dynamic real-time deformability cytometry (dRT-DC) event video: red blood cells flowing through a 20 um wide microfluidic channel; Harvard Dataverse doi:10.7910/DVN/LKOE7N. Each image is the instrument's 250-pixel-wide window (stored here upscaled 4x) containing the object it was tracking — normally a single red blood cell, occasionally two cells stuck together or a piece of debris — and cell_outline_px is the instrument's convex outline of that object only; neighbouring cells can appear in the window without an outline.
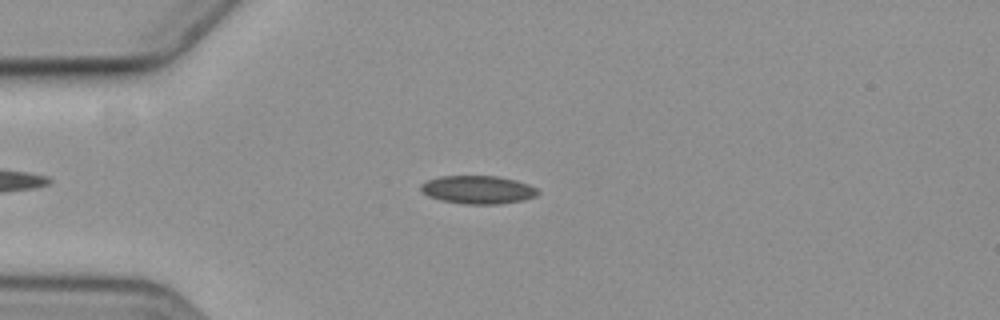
{"species": "common noctule bat (a hibernating species)", "species_latin": "Nyctalus noctula", "temperature_condition": "cold", "stored_images_in_passage": 7, "camera_frame_rate_fps": 3000, "um_per_image_px": 0.085, "animal": {"sex": "female", "body_mass_g": 19.3, "forearm_length_mm": 54.1}, "frame": {"image": 1, "passage_image": 4, "time_ms": 3.333, "image_size_px": [1000, 320], "cell_outline_px": [[540, 192], [536, 196], [524, 200], [500, 204], [464, 204], [440, 200], [428, 196], [420, 188], [420, 184], [428, 180], [440, 176], [500, 176], [516, 180], [528, 184], [536, 188]], "centroid_in_image_um": [40.64, 16.13], "position_along_channel_um": 44.4, "area_um2": 19.31}}
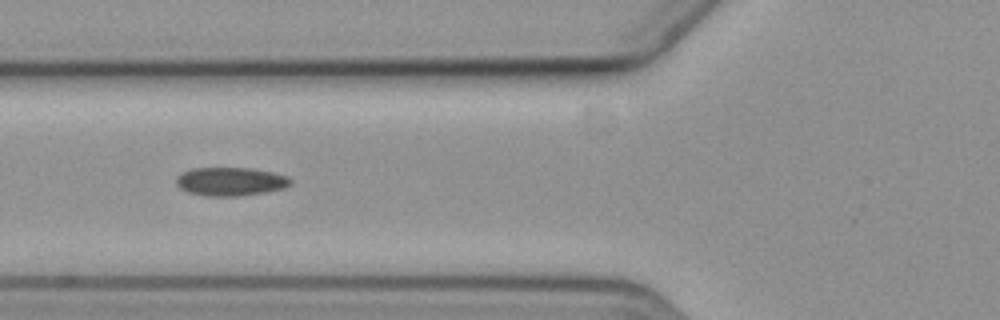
{"frame": {"image": 2, "passage_image": 6, "time_ms": 5.667, "image_size_px": [1000, 320], "cell_outline_px": [[292, 184], [284, 188], [268, 192], [236, 196], [208, 196], [188, 192], [180, 188], [176, 184], [176, 176], [192, 168], [252, 168], [272, 172], [288, 176], [292, 180]], "centroid_in_image_um": [19.62, 15.43], "position_along_channel_um": 106.2, "area_um2": 19.07}}
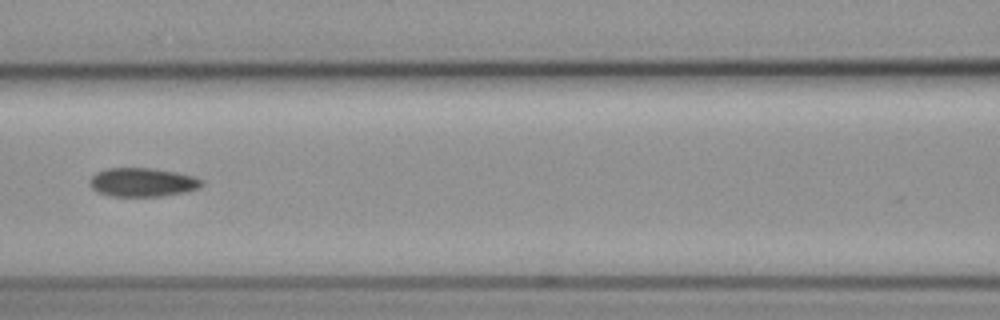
{"frame": {"image": 3, "passage_image": 7, "time_ms": 7.0, "image_size_px": [1000, 320], "cell_outline_px": [[204, 184], [200, 188], [184, 192], [160, 196], [108, 196], [96, 192], [88, 184], [88, 180], [96, 172], [104, 168], [152, 168], [176, 172], [192, 176], [204, 180]], "centroid_in_image_um": [12.07, 15.49], "position_along_channel_um": 154.5, "area_um2": 19.02}}